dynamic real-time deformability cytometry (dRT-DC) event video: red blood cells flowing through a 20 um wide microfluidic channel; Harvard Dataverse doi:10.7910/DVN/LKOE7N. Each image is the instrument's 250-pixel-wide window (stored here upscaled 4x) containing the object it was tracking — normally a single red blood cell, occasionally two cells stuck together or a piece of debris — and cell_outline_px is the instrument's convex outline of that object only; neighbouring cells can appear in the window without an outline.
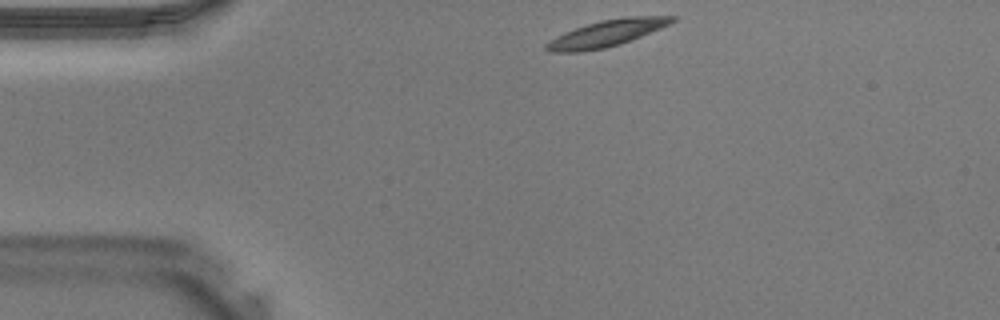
{"species": "Egyptian fruit bat (a non-hibernating species)", "species_latin": "Rousettus aegyptiacus", "temperature_condition": "warm", "stored_images_in_passage": 34, "camera_frame_rate_fps": 3000, "um_per_image_px": 0.085, "animal": {"sex": "male"}, "frame": {"image": 1, "passage_image": 1, "time_ms": 0.0, "image_size_px": [1000, 320], "cell_outline_px": [[676, 20], [660, 28], [620, 44], [604, 48], [580, 52], [552, 52], [544, 48], [544, 44], [556, 36], [564, 32], [600, 20], [624, 16], [676, 16]], "centroid_in_image_um": [51.53, 2.83], "position_along_channel_um": 33.5, "area_um2": 19.25}}
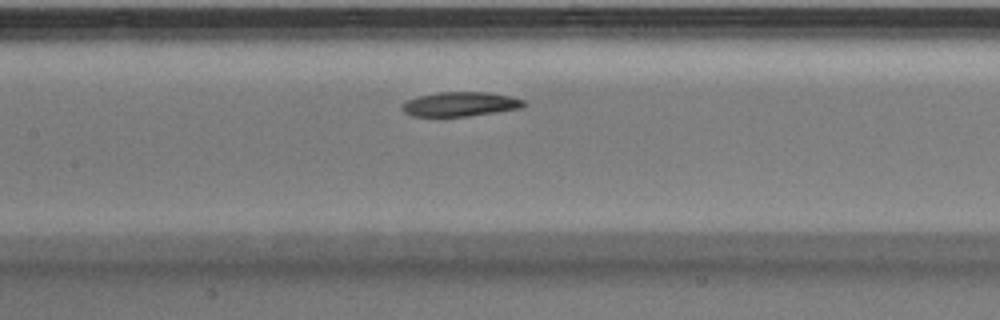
{"frame": {"image": 2, "passage_image": 12, "time_ms": 3.667, "image_size_px": [1000, 320], "cell_outline_px": [[524, 104], [520, 108], [496, 112], [468, 116], [412, 116], [404, 112], [400, 108], [408, 100], [420, 96], [436, 92], [484, 92], [508, 96], [524, 100]], "centroid_in_image_um": [39.09, 8.85], "position_along_channel_um": 168.3, "area_um2": 16.99}}
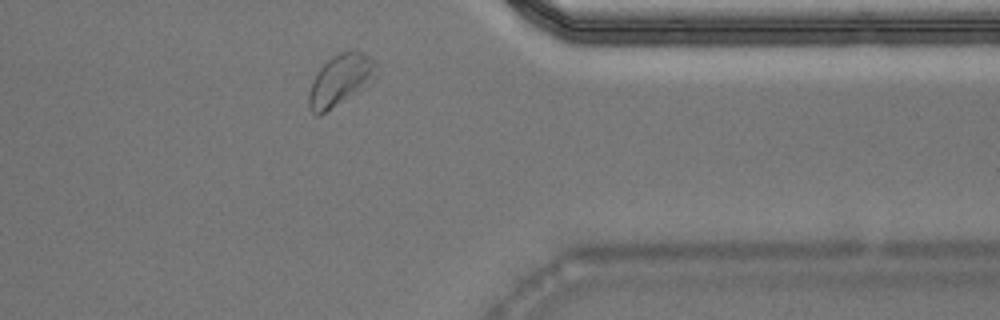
{"frame": {"image": 3, "passage_image": 26, "time_ms": 8.333, "image_size_px": [1000, 320], "cell_outline_px": [[376, 76], [372, 84], [320, 116], [316, 116], [308, 108], [308, 92], [312, 80], [320, 68], [332, 56], [340, 52], [352, 48], [364, 52], [376, 64]], "centroid_in_image_um": [28.93, 6.82], "position_along_channel_um": 382.5, "area_um2": 20.75}}